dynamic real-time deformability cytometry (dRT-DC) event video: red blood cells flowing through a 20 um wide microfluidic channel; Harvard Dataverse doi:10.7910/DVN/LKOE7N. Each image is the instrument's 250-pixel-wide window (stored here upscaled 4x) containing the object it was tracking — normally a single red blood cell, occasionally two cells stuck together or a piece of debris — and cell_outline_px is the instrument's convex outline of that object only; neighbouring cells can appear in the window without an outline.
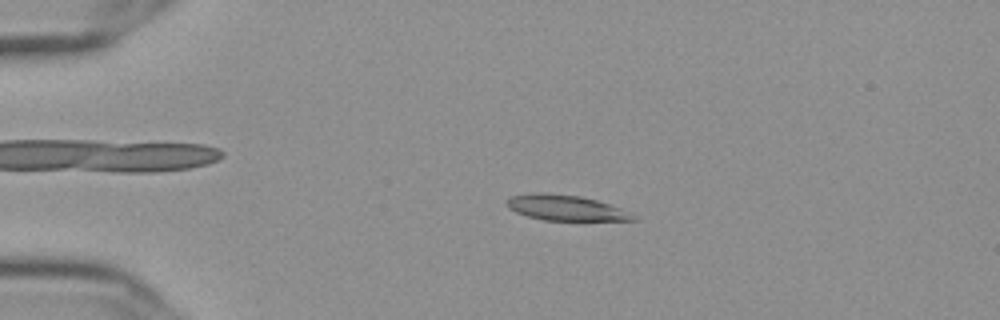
{"species": "Egyptian fruit bat (a non-hibernating species)", "species_latin": "Rousettus aegyptiacus", "temperature_condition": "cold", "stored_images_in_passage": 56, "camera_frame_rate_fps": 3000, "um_per_image_px": 0.085, "frame": {"image": 1, "passage_image": 12, "time_ms": 3.667, "image_size_px": [1000, 320], "cell_outline_px": [[636, 220], [544, 220], [528, 216], [516, 212], [508, 208], [504, 200], [512, 196], [528, 192], [544, 192], [580, 196], [596, 200], [632, 212]], "centroid_in_image_um": [48.02, 17.64], "position_along_channel_um": 37.0, "area_um2": 18.79}}
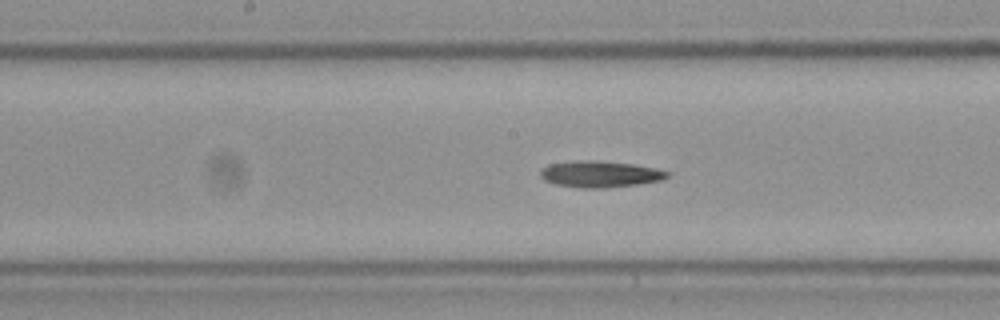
{"frame": {"image": 2, "passage_image": 29, "time_ms": 9.333, "image_size_px": [1000, 320], "cell_outline_px": [[672, 172], [668, 176], [660, 180], [636, 184], [604, 188], [580, 188], [556, 184], [544, 180], [540, 176], [540, 172], [548, 164], [576, 160], [596, 160], [636, 164], [656, 168]], "centroid_in_image_um": [51.01, 14.79], "position_along_channel_um": 197.2, "area_um2": 19.59}}
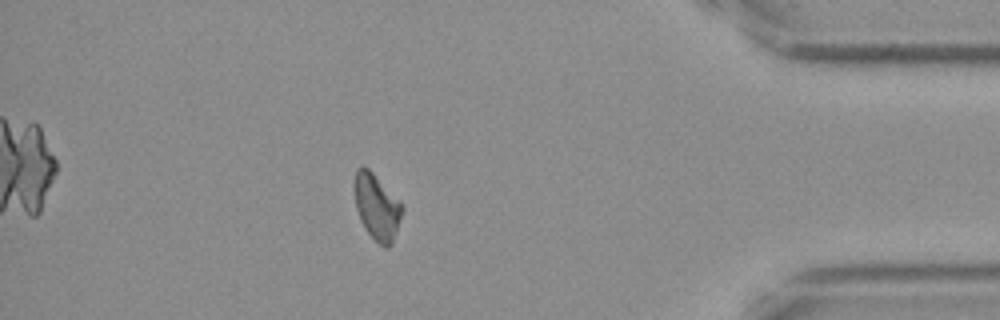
{"frame": {"image": 3, "passage_image": 49, "time_ms": 16.0, "image_size_px": [1000, 320], "cell_outline_px": [[404, 208], [392, 244], [388, 248], [384, 248], [364, 228], [360, 220], [356, 208], [352, 184], [356, 168], [368, 168], [400, 200]], "centroid_in_image_um": [32.01, 17.57], "position_along_channel_um": 403.2, "area_um2": 18.5}}